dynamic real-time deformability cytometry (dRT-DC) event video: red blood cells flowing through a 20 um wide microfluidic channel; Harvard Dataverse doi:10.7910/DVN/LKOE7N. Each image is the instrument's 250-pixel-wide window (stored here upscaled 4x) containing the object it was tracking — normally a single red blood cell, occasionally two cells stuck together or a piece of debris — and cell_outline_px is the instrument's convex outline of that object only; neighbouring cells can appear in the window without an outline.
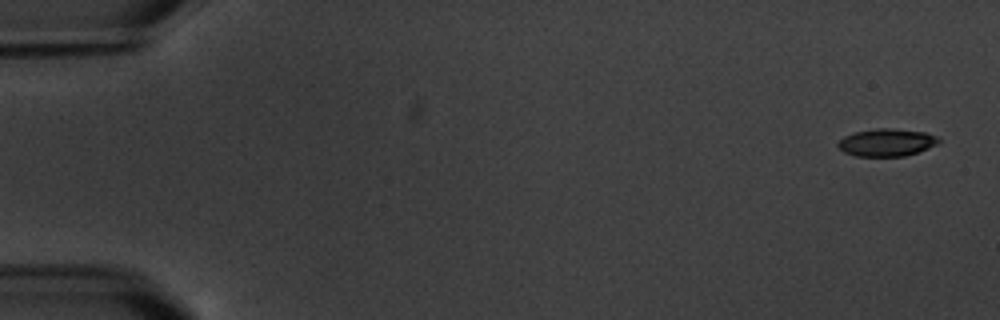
{"species": "common noctule bat (a hibernating species)", "species_latin": "Nyctalus noctula", "temperature_condition": "warm", "stored_images_in_passage": 5, "camera_frame_rate_fps": 3000, "um_per_image_px": 0.085, "animal": {"sex": "male", "body_mass_g": 20.1, "forearm_length_mm": 53.5}, "frame": {"image": 1, "passage_image": 1, "time_ms": 0.0, "image_size_px": [1000, 320], "cell_outline_px": [[940, 144], [904, 156], [856, 156], [844, 152], [836, 144], [844, 136], [856, 132], [876, 128], [892, 128], [924, 132], [936, 136], [940, 140]], "centroid_in_image_um": [75.37, 12.1], "position_along_channel_um": 9.6, "area_um2": 16.07}}
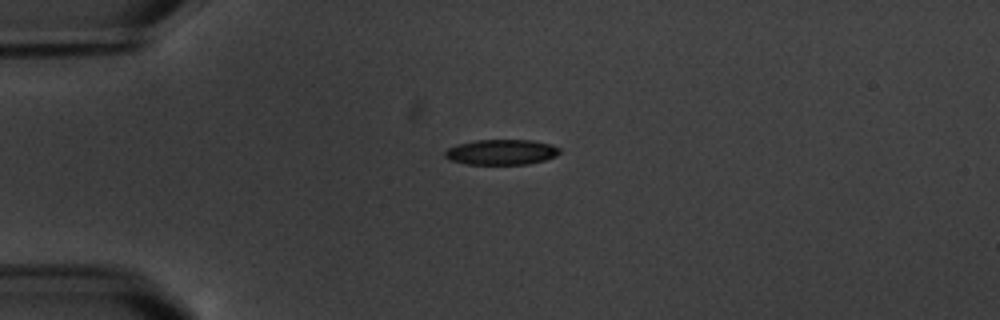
{"frame": {"image": 2, "passage_image": 4, "time_ms": 4.333, "image_size_px": [1000, 320], "cell_outline_px": [[560, 152], [556, 156], [544, 160], [528, 164], [468, 164], [452, 160], [444, 156], [444, 152], [448, 148], [460, 144], [476, 140], [532, 140], [552, 144], [560, 148]], "centroid_in_image_um": [42.66, 12.92], "position_along_channel_um": 42.3, "area_um2": 16.82}}